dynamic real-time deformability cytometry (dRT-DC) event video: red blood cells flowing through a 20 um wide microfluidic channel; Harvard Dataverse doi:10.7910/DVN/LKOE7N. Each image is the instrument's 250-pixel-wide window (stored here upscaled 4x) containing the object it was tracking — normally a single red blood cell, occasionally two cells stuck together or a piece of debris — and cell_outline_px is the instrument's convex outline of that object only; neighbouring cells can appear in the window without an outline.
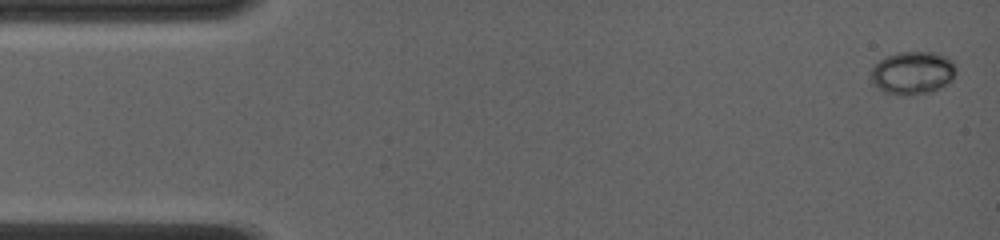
{"species": "common noctule bat (a hibernating species)", "species_latin": "Nyctalus noctula", "temperature_condition": "room temperature", "stored_images_in_passage": 30, "camera_frame_rate_fps": 4000, "um_per_image_px": 0.085, "animal": {"sex": "female", "body_mass_g": 19.0, "forearm_length_mm": 56.7}, "frame": {"image": 1, "passage_image": 1, "time_ms": 0.0, "image_size_px": [1000, 240], "cell_outline_px": [[952, 76], [948, 84], [932, 92], [908, 96], [904, 96], [884, 92], [872, 84], [868, 76], [872, 68], [880, 60], [896, 52], [936, 52], [948, 56], [952, 60]], "centroid_in_image_um": [77.51, 6.21], "position_along_channel_um": 7.5, "area_um2": 21.44}}
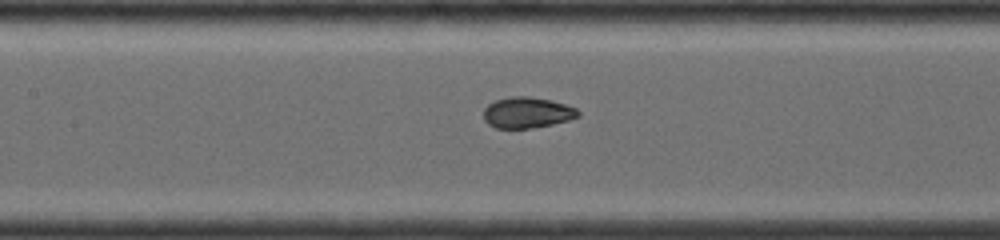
{"frame": {"image": 2, "passage_image": 17, "time_ms": 6.75, "image_size_px": [1000, 240], "cell_outline_px": [[580, 116], [568, 120], [552, 124], [532, 128], [496, 128], [488, 124], [484, 120], [484, 108], [488, 104], [496, 100], [512, 96], [528, 96], [552, 100], [576, 108], [580, 112]], "centroid_in_image_um": [44.8, 9.57], "position_along_channel_um": 162.6, "area_um2": 17.05}}
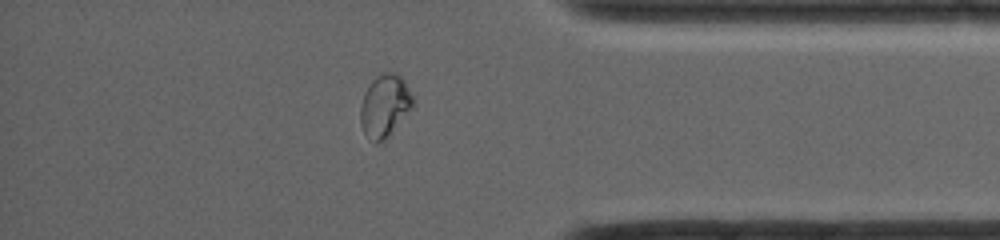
{"frame": {"image": 3, "passage_image": 27, "time_ms": 12.75, "image_size_px": [1000, 240], "cell_outline_px": [[412, 108], [384, 140], [376, 144], [364, 132], [360, 120], [360, 108], [364, 92], [372, 80], [376, 76], [384, 72], [396, 72], [404, 80], [412, 96]], "centroid_in_image_um": [32.68, 8.96], "position_along_channel_um": 402.5, "area_um2": 18.79}, "authors_computed_cell_mechanics": {"area_um2": 17.7446, "velocity_mm_per_s": 4.1216, "shape_relaxation_time_tau1_ms": 3.5261, "shape_relaxation_time_tau2_ms": null, "deformation_change_tau1": 0.1528, "deformation_change_tau2": null}}